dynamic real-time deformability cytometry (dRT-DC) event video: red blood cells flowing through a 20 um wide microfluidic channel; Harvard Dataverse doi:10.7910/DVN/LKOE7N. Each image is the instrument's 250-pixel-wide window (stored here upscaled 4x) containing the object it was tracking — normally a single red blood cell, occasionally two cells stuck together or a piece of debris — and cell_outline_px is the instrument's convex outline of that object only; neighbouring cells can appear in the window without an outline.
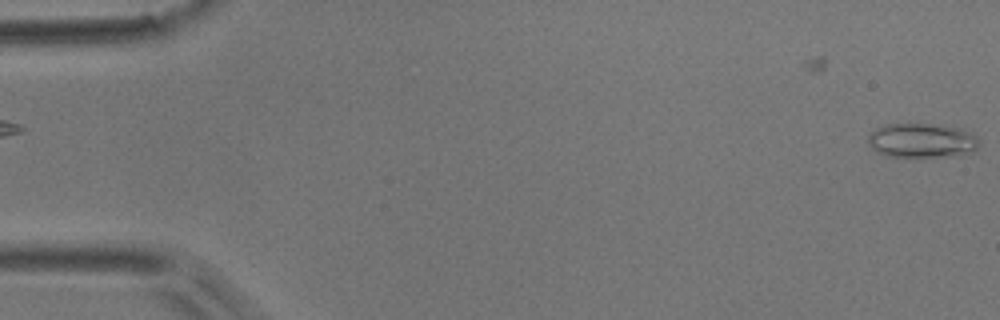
{"species": "common noctule bat (a hibernating species)", "species_latin": "Nyctalus noctula", "temperature_condition": "room temperature", "stored_images_in_passage": 2, "camera_frame_rate_fps": 3000, "um_per_image_px": 0.085, "animal": {"sex": "male", "body_mass_g": 17.9}, "frame": {"image": 1, "passage_image": 2, "time_ms": 1.333, "image_size_px": [1000, 320], "cell_outline_px": [[980, 144], [972, 152], [960, 156], [888, 156], [872, 148], [868, 144], [868, 136], [876, 128], [888, 124], [916, 120], [964, 128], [972, 132], [976, 136]], "centroid_in_image_um": [78.41, 11.88], "position_along_channel_um": 6.6, "area_um2": 23.18}}